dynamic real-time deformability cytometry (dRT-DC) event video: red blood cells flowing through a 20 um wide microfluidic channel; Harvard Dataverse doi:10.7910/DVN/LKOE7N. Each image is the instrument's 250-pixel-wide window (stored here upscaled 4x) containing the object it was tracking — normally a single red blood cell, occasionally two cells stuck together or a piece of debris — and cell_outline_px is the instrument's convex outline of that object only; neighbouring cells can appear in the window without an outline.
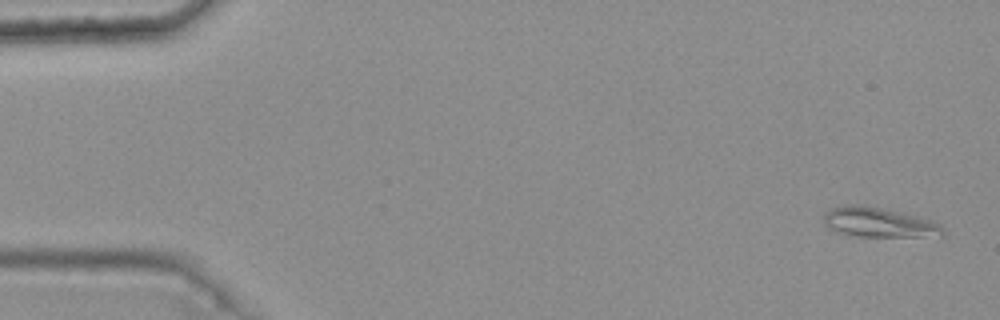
{"species": "common noctule bat (a hibernating species)", "species_latin": "Nyctalus noctula", "temperature_condition": "warm", "stored_images_in_passage": 6, "camera_frame_rate_fps": 3000, "um_per_image_px": 0.085, "animal": {"sex": "female", "body_mass_g": 25.1}, "frame": {"image": 1, "passage_image": 1, "time_ms": 0.0, "image_size_px": [1000, 320], "cell_outline_px": [[944, 236], [860, 236], [840, 232], [828, 228], [824, 224], [824, 212], [832, 208], [848, 204], [864, 204], [932, 220], [940, 224], [944, 228]], "centroid_in_image_um": [74.7, 18.89], "position_along_channel_um": 10.3, "area_um2": 20.46}}
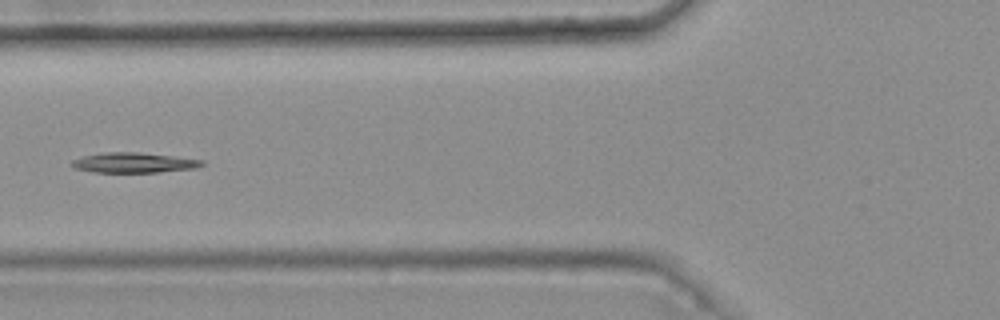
{"frame": {"image": 2, "passage_image": 6, "time_ms": 1.667, "image_size_px": [1000, 320], "cell_outline_px": [[204, 164], [196, 168], [160, 172], [92, 172], [76, 168], [68, 164], [72, 160], [84, 156], [104, 152], [140, 152], [204, 160]], "centroid_in_image_um": [11.36, 13.82], "position_along_channel_um": 114.4, "area_um2": 15.26}}